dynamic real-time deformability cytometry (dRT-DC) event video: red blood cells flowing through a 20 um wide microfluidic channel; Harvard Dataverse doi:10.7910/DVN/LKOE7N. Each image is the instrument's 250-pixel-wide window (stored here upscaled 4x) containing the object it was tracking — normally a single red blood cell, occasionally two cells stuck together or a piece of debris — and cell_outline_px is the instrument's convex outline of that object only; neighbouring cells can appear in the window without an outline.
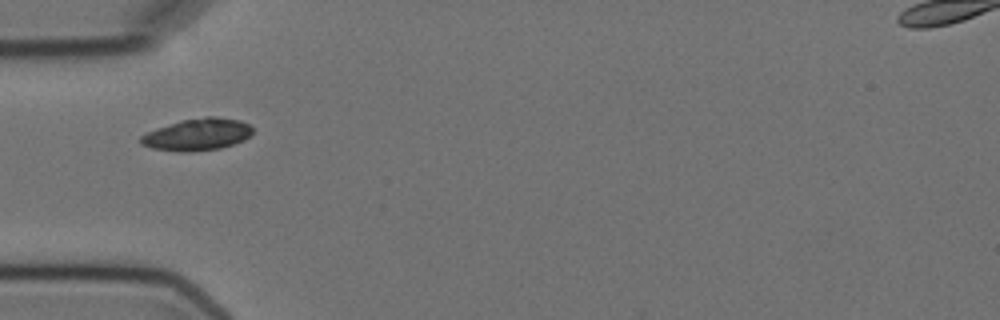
{"species": "Egyptian fruit bat (a non-hibernating species)", "species_latin": "Rousettus aegyptiacus", "temperature_condition": "cold", "stored_images_in_passage": 3, "camera_frame_rate_fps": 3000, "um_per_image_px": 0.085, "animal": {"sex": "female"}, "frame": {"image": 1, "passage_image": 1, "time_ms": 0.0, "image_size_px": [1000, 320], "cell_outline_px": [[252, 132], [244, 140], [220, 148], [192, 152], [176, 152], [152, 148], [140, 144], [140, 136], [156, 128], [180, 120], [204, 116], [212, 116], [240, 120], [248, 124], [252, 128]], "centroid_in_image_um": [16.74, 11.43], "position_along_channel_um": 68.3, "area_um2": 20.92}}
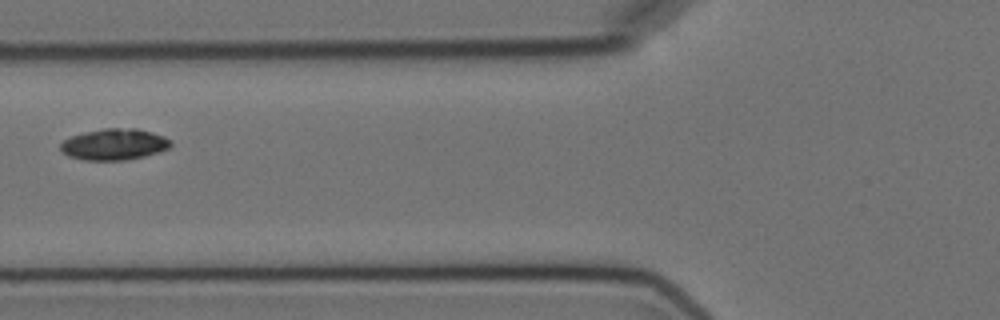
{"frame": {"image": 2, "passage_image": 2, "time_ms": 1.333, "image_size_px": [1000, 320], "cell_outline_px": [[172, 144], [168, 148], [160, 152], [144, 156], [124, 160], [84, 160], [68, 156], [60, 152], [60, 144], [64, 140], [72, 136], [104, 128], [136, 128], [152, 132], [164, 136], [172, 140]], "centroid_in_image_um": [9.72, 12.27], "position_along_channel_um": 116.1, "area_um2": 20.11}}
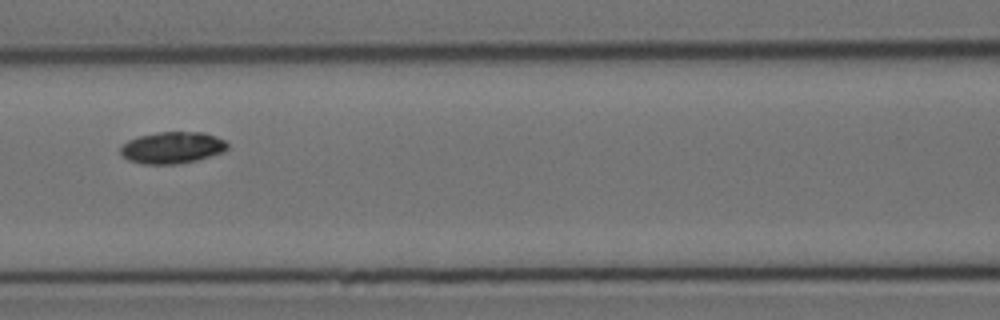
{"frame": {"image": 3, "passage_image": 3, "time_ms": 2.333, "image_size_px": [1000, 320], "cell_outline_px": [[228, 148], [224, 152], [196, 160], [180, 164], [144, 164], [128, 160], [120, 156], [120, 148], [128, 140], [136, 136], [160, 132], [204, 132], [216, 136], [224, 140], [228, 144]], "centroid_in_image_um": [14.63, 12.55], "position_along_channel_um": 152.0, "area_um2": 19.94}}